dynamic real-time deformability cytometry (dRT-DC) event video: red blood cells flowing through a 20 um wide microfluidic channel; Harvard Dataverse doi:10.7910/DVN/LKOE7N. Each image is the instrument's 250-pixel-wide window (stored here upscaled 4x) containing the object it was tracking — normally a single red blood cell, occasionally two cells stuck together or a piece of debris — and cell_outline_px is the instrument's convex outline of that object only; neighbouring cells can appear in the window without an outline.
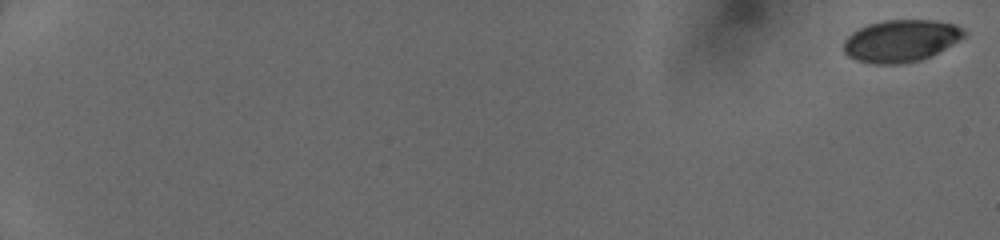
{"species": "human", "species_latin": "Homo sapiens", "temperature_condition": "cold", "stored_images_in_passage": 51, "camera_frame_rate_fps": 3000, "um_per_image_px": 0.085, "donor": {"sex": "female"}, "frame": {"image": 1, "passage_image": 1, "time_ms": 0.0, "image_size_px": [1000, 240], "cell_outline_px": [[964, 36], [960, 40], [920, 60], [900, 64], [872, 64], [856, 60], [848, 56], [844, 52], [844, 40], [852, 32], [868, 24], [884, 20], [932, 20], [952, 24], [960, 28], [964, 32]], "centroid_in_image_um": [76.51, 3.47], "position_along_channel_um": 8.5, "area_um2": 29.19}}
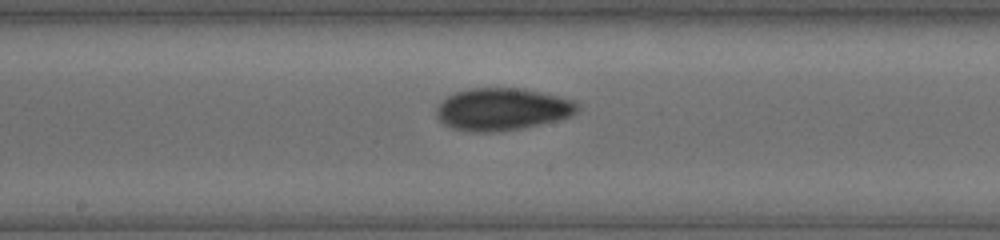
{"frame": {"image": 2, "passage_image": 31, "time_ms": 10.0, "image_size_px": [1000, 240], "cell_outline_px": [[580, 104], [576, 112], [568, 116], [540, 124], [520, 128], [492, 132], [472, 132], [452, 128], [444, 124], [436, 116], [436, 108], [448, 96], [456, 92], [472, 88], [524, 88], [572, 100]], "centroid_in_image_um": [42.65, 9.28], "position_along_channel_um": 205.5, "area_um2": 34.33}}
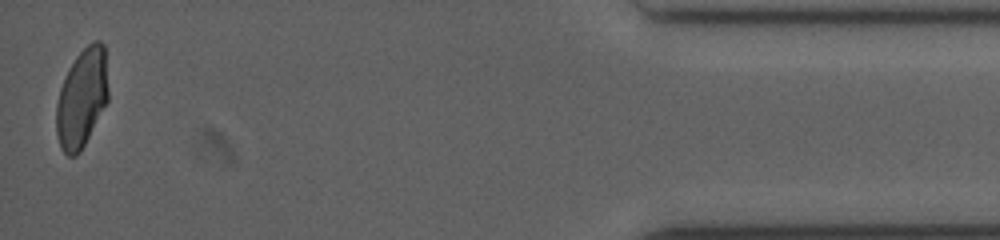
{"frame": {"image": 3, "passage_image": 51, "time_ms": 16.667, "image_size_px": [1000, 240], "cell_outline_px": [[108, 100], [80, 152], [76, 156], [68, 156], [60, 148], [56, 132], [56, 104], [60, 88], [68, 68], [76, 56], [92, 40], [100, 40], [104, 44], [108, 92]], "centroid_in_image_um": [6.94, 8.33], "position_along_channel_um": 428.3, "area_um2": 29.88}}